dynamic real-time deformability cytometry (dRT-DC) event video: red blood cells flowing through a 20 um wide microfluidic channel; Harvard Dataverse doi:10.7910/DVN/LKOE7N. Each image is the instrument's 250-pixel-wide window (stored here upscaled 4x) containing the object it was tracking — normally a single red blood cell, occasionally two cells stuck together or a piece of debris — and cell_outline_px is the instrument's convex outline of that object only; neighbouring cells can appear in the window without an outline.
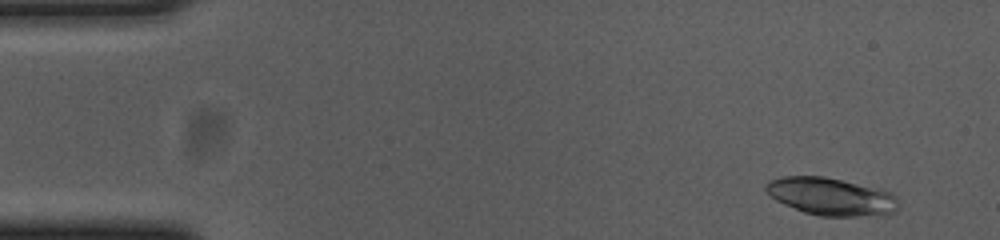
{"species": "common noctule bat (a hibernating species)", "species_latin": "Nyctalus noctula", "temperature_condition": "cold", "stored_images_in_passage": 55, "camera_frame_rate_fps": 3000, "um_per_image_px": 0.085, "animal": {"sex": "female", "body_mass_g": 23.0, "forearm_length_mm": 53.4}, "frame": {"image": 1, "passage_image": 4, "time_ms": 1.0, "image_size_px": [1000, 240], "cell_outline_px": [[900, 204], [896, 212], [884, 216], [820, 216], [804, 212], [784, 204], [776, 200], [764, 188], [764, 184], [768, 180], [784, 176], [824, 176], [880, 188], [892, 192], [896, 196]], "centroid_in_image_um": [70.71, 16.71], "position_along_channel_um": 14.3, "area_um2": 29.54}}